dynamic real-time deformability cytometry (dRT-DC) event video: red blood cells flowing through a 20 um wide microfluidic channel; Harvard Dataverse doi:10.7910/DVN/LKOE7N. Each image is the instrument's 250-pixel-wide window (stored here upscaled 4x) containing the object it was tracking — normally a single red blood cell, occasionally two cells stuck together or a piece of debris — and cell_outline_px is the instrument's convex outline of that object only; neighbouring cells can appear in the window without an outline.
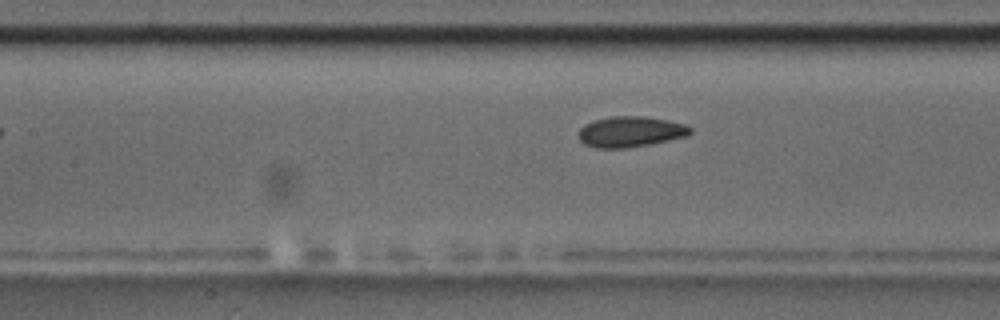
{"species": "common noctule bat (a hibernating species)", "species_latin": "Nyctalus noctula", "temperature_condition": "room temperature", "stored_images_in_passage": 7, "camera_frame_rate_fps": 3000, "um_per_image_px": 0.085, "animal": {"sex": "male", "body_mass_g": 17.5, "forearm_length_mm": 52.3}, "frame": {"image": 1, "passage_image": 7, "time_ms": 7.667, "image_size_px": [1000, 320], "cell_outline_px": [[692, 132], [688, 136], [648, 144], [624, 148], [596, 148], [584, 144], [580, 140], [580, 128], [584, 124], [592, 120], [612, 116], [644, 116], [668, 120], [684, 124], [692, 128]], "centroid_in_image_um": [53.59, 11.18], "position_along_channel_um": 153.8, "area_um2": 19.94}}